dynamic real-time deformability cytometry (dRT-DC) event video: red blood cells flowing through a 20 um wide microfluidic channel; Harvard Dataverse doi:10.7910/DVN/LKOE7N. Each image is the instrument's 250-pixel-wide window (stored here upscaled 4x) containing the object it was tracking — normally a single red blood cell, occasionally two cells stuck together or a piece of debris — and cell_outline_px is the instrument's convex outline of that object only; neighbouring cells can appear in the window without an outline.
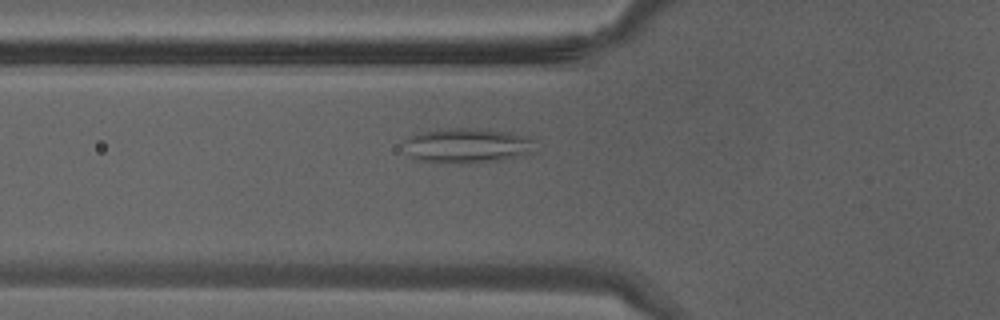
{"species": "Egyptian fruit bat (a non-hibernating species)", "species_latin": "Rousettus aegyptiacus", "temperature_condition": "warm", "stored_images_in_passage": 33, "segment_of_instrument_passage": [1, 2], "camera_frame_rate_fps": 3000, "um_per_image_px": 0.085, "animal": {"sex": "male"}, "frame": {"image": 1, "passage_image": 6, "time_ms": 1.667, "image_size_px": [1000, 320], "cell_outline_px": [[540, 152], [500, 160], [460, 164], [436, 164], [420, 160], [412, 156], [400, 144], [408, 136], [424, 132], [448, 128], [480, 128], [512, 132], [528, 136], [540, 140]], "centroid_in_image_um": [39.85, 12.38], "position_along_channel_um": 86.0, "area_um2": 27.98}}
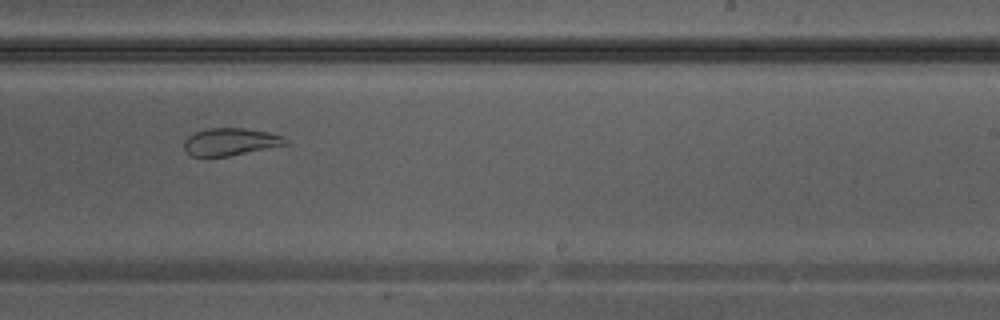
{"frame": {"image": 2, "passage_image": 17, "time_ms": 5.333, "image_size_px": [1000, 320], "cell_outline_px": [[288, 144], [228, 156], [192, 156], [184, 148], [184, 140], [188, 136], [196, 132], [208, 128], [244, 128], [268, 132], [280, 136], [288, 140]], "centroid_in_image_um": [19.57, 12.04], "position_along_channel_um": 269.4, "area_um2": 15.95}}
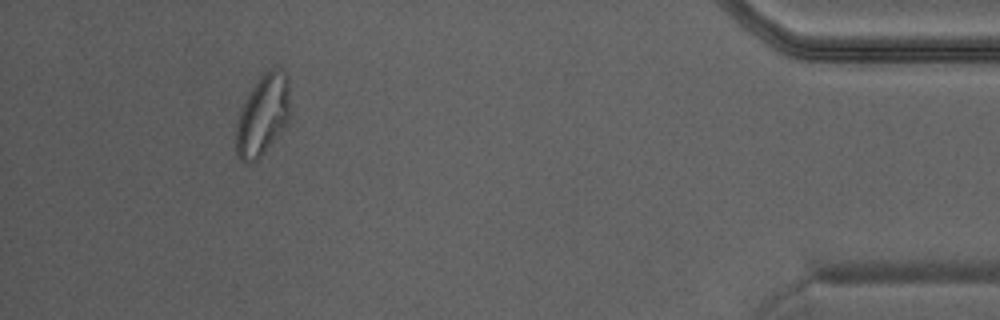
{"frame": {"image": 3, "passage_image": 29, "time_ms": 9.333, "image_size_px": [1000, 320], "cell_outline_px": [[292, 116], [264, 152], [256, 160], [244, 164], [240, 160], [236, 152], [236, 124], [244, 100], [248, 92], [260, 76], [264, 72], [272, 68], [280, 68], [284, 72], [288, 80]], "centroid_in_image_um": [22.35, 9.76], "position_along_channel_um": 412.9, "area_um2": 25.66}}